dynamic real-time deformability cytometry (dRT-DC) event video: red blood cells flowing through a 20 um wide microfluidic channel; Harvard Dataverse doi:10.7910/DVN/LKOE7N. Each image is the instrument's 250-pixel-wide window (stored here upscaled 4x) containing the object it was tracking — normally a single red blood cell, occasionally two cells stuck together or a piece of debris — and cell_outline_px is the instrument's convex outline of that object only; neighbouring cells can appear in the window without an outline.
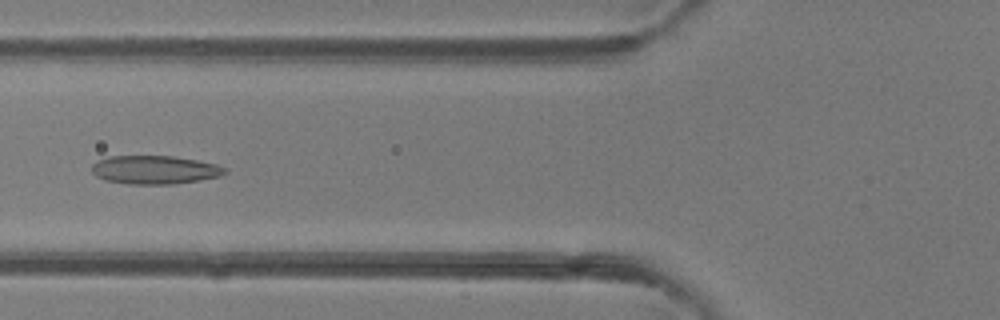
{"species": "common noctule bat (a hibernating species)", "species_latin": "Nyctalus noctula", "temperature_condition": "room temperature", "stored_images_in_passage": 48, "camera_frame_rate_fps": 3000, "um_per_image_px": 0.085, "animal": {"sex": "female"}, "frame": {"image": 1, "passage_image": 19, "time_ms": 6.0, "image_size_px": [1000, 320], "cell_outline_px": [[228, 172], [220, 176], [200, 180], [172, 184], [128, 184], [104, 180], [96, 176], [92, 172], [92, 164], [96, 160], [112, 156], [172, 156], [196, 160], [216, 164], [228, 168]], "centroid_in_image_um": [13.15, 14.43], "position_along_channel_um": 112.6, "area_um2": 22.2}}
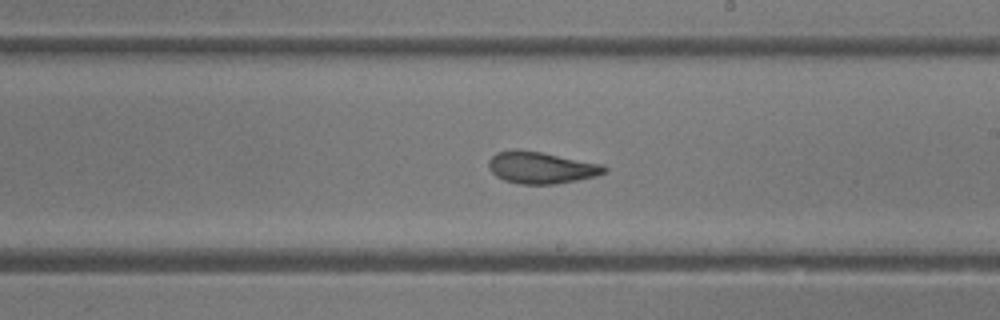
{"frame": {"image": 2, "passage_image": 28, "time_ms": 9.0, "image_size_px": [1000, 320], "cell_outline_px": [[608, 172], [596, 176], [556, 184], [520, 184], [504, 180], [496, 176], [488, 168], [488, 160], [496, 152], [516, 148], [540, 152], [604, 164], [608, 168]], "centroid_in_image_um": [46.0, 14.24], "position_along_channel_um": 243.0, "area_um2": 21.68}}
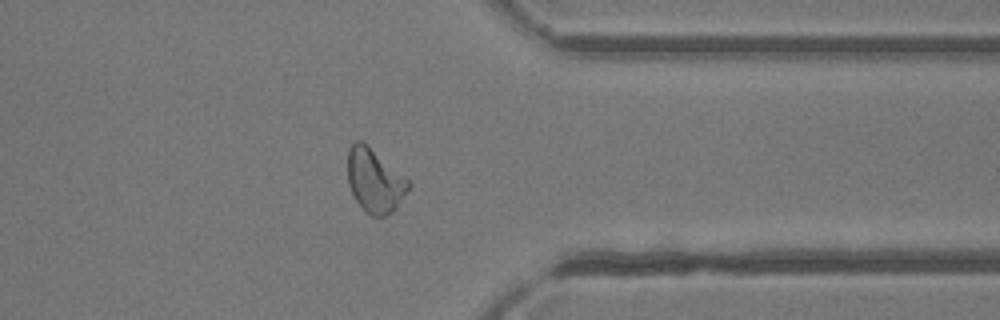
{"frame": {"image": 3, "passage_image": 38, "time_ms": 12.333, "image_size_px": [1000, 320], "cell_outline_px": [[412, 184], [396, 208], [392, 212], [384, 216], [372, 216], [356, 200], [348, 184], [348, 148], [356, 140], [360, 140], [412, 180]], "centroid_in_image_um": [31.89, 15.34], "position_along_channel_um": 379.5, "area_um2": 22.48}, "authors_computed_cell_mechanics": {"area_um2": 22.8021, "velocity_mm_per_s": 4.34, "shape_relaxation_time_tau1_ms": 5.5745, "shape_relaxation_time_tau2_ms": 1.5994, "deformation_change_tau1": 0.1547, "deformation_change_tau2": 0.0792}}